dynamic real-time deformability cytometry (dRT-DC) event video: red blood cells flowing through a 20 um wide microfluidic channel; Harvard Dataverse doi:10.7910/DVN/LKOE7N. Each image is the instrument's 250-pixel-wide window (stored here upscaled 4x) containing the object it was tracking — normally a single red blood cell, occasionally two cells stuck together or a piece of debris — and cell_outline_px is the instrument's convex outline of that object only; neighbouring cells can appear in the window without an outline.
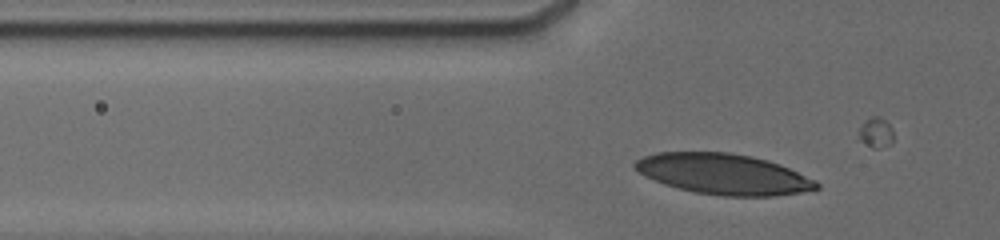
{"species": "human", "species_latin": "Homo sapiens", "temperature_condition": "cold", "stored_images_in_passage": 30, "camera_frame_rate_fps": 3000, "um_per_image_px": 0.085, "donor": {"sex": "male"}, "frame": {"image": 1, "passage_image": 10, "time_ms": 3.667, "image_size_px": [1000, 240], "cell_outline_px": [[820, 188], [800, 192], [776, 196], [720, 196], [692, 192], [664, 184], [632, 168], [632, 164], [636, 160], [644, 156], [656, 152], [728, 152], [752, 156], [768, 160], [780, 164], [816, 180], [820, 184]], "centroid_in_image_um": [61.51, 14.79], "position_along_channel_um": 64.3, "area_um2": 43.12}}
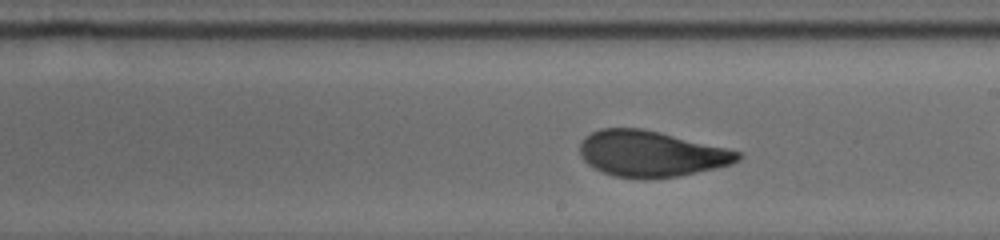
{"frame": {"image": 2, "passage_image": 21, "time_ms": 8.333, "image_size_px": [1000, 240], "cell_outline_px": [[740, 160], [732, 164], [716, 168], [676, 176], [644, 180], [612, 176], [588, 164], [580, 156], [580, 140], [584, 136], [600, 128], [640, 128], [660, 132], [728, 148], [740, 152]], "centroid_in_image_um": [55.31, 13.07], "position_along_channel_um": 233.7, "area_um2": 42.48}}
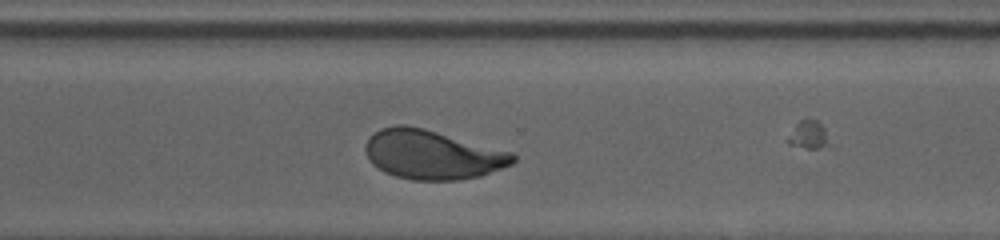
{"frame": {"image": 3, "passage_image": 27, "time_ms": 11.0, "image_size_px": [1000, 240], "cell_outline_px": [[516, 160], [512, 164], [480, 176], [460, 180], [412, 180], [396, 176], [384, 172], [372, 164], [364, 148], [364, 144], [368, 136], [372, 132], [380, 128], [396, 124], [404, 124], [424, 128], [512, 152], [516, 156]], "centroid_in_image_um": [36.7, 13.13], "position_along_channel_um": 333.9, "area_um2": 42.54}}